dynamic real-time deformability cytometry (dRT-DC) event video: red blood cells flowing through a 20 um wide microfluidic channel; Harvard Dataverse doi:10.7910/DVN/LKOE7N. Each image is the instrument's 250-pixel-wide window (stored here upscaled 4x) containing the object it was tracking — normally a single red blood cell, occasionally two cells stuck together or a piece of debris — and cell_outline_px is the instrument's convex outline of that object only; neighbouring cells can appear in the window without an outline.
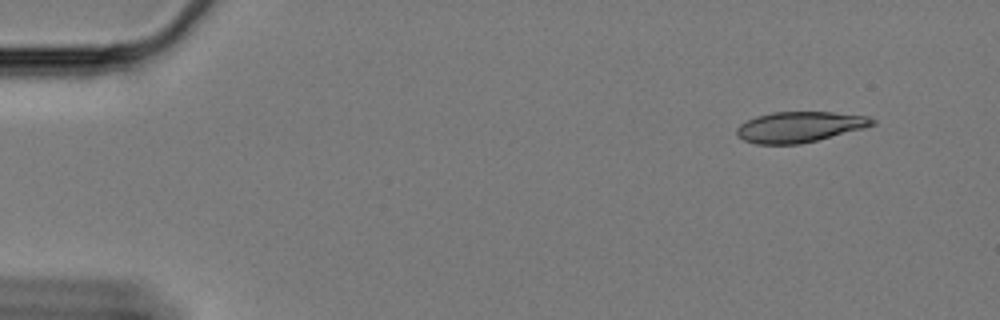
{"species": "Egyptian fruit bat (a non-hibernating species)", "species_latin": "Rousettus aegyptiacus", "temperature_condition": "cold", "stored_images_in_passage": 55, "camera_frame_rate_fps": 3000, "um_per_image_px": 0.085, "animal": {"sex": "female"}, "frame": {"image": 1, "passage_image": 1, "time_ms": 0.0, "image_size_px": [1000, 320], "cell_outline_px": [[876, 124], [864, 128], [800, 144], [756, 144], [744, 140], [736, 136], [736, 128], [740, 124], [756, 116], [772, 112], [832, 112], [868, 116], [876, 120]], "centroid_in_image_um": [67.95, 10.78], "position_along_channel_um": 17.0, "area_um2": 24.16}}
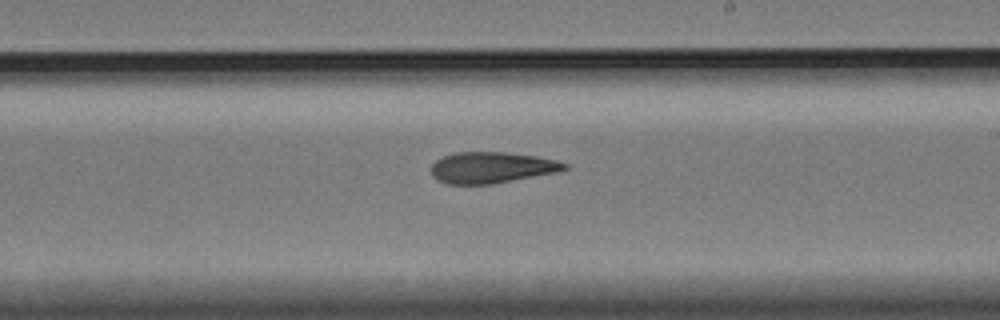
{"frame": {"image": 2, "passage_image": 31, "time_ms": 10.0, "image_size_px": [1000, 320], "cell_outline_px": [[568, 168], [556, 172], [492, 184], [448, 184], [436, 180], [432, 176], [432, 164], [440, 156], [456, 152], [504, 152], [536, 156], [556, 160], [568, 164]], "centroid_in_image_um": [41.75, 14.24], "position_along_channel_um": 247.3, "area_um2": 24.22}}
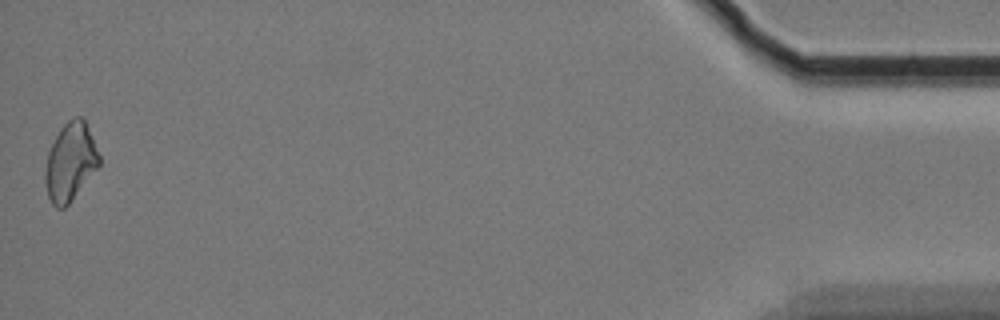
{"frame": {"image": 3, "passage_image": 55, "time_ms": 18.0, "image_size_px": [1000, 320], "cell_outline_px": [[100, 164], [68, 204], [64, 208], [56, 208], [52, 204], [48, 196], [44, 180], [44, 168], [48, 152], [60, 128], [68, 120], [76, 116], [80, 116], [84, 120], [100, 156]], "centroid_in_image_um": [5.95, 13.77], "position_along_channel_um": 429.3, "area_um2": 24.22}, "authors_computed_cell_mechanics": {"area_um2": 24.854, "velocity_mm_per_s": 3.3492, "shape_relaxation_time_tau1_ms": 6.413, "shape_relaxation_time_tau2_ms": null, "deformation_change_tau1": 0.1453, "deformation_change_tau2": null}}